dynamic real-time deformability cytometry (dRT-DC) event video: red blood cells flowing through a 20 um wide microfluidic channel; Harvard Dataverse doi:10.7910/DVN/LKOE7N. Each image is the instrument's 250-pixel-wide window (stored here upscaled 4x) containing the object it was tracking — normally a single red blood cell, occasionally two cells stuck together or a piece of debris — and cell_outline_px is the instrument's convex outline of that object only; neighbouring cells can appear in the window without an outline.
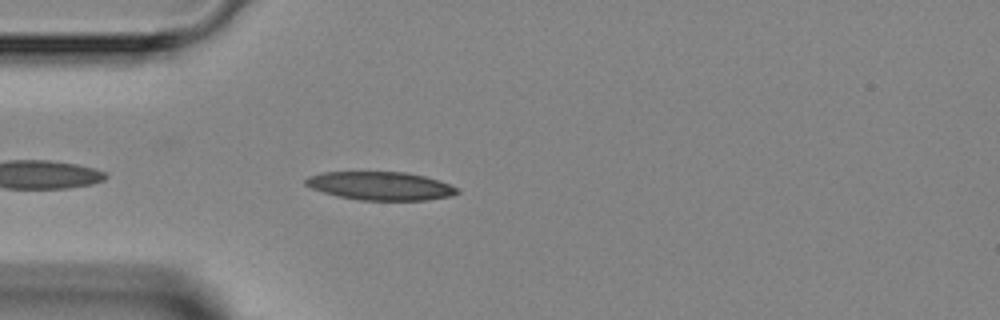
{"species": "Egyptian fruit bat (a non-hibernating species)", "species_latin": "Rousettus aegyptiacus", "temperature_condition": "room temperature", "stored_images_in_passage": 3, "camera_frame_rate_fps": 3000, "um_per_image_px": 0.085, "animal": {"sex": "female"}, "frame": {"image": 1, "passage_image": 3, "time_ms": 2.333, "image_size_px": [1000, 320], "cell_outline_px": [[460, 192], [452, 196], [424, 200], [360, 200], [340, 196], [324, 192], [312, 188], [304, 184], [304, 180], [308, 176], [320, 172], [404, 172], [424, 176], [440, 180], [456, 188]], "centroid_in_image_um": [32.33, 15.79], "position_along_channel_um": 52.7, "area_um2": 24.91}}